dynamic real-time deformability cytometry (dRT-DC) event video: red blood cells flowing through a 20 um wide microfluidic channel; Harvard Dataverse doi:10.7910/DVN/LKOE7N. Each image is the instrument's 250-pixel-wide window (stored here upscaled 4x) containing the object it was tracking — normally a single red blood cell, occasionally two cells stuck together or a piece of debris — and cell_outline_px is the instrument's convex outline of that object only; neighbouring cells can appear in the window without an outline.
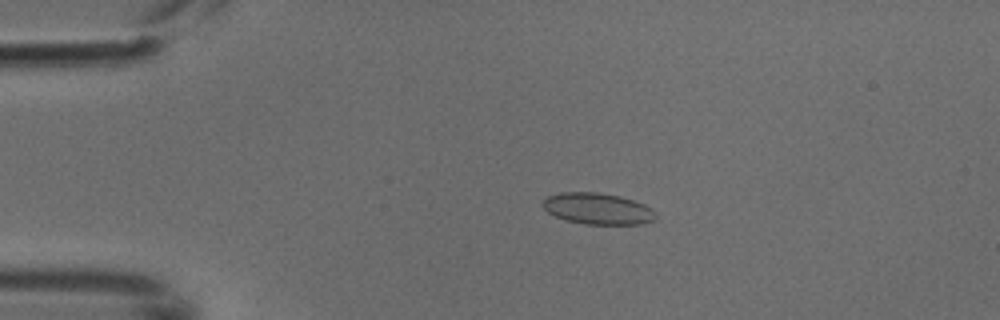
{"species": "common noctule bat (a hibernating species)", "species_latin": "Nyctalus noctula", "temperature_condition": "cold", "stored_images_in_passage": 3, "camera_frame_rate_fps": 3000, "um_per_image_px": 0.085, "animal": {"sex": "male", "body_mass_g": 18.8}, "frame": {"image": 1, "passage_image": 2, "time_ms": 0.333, "image_size_px": [1000, 320], "cell_outline_px": [[656, 220], [644, 224], [584, 224], [568, 220], [556, 216], [548, 212], [540, 204], [548, 196], [560, 192], [596, 192], [620, 196], [644, 204], [652, 208], [656, 212]], "centroid_in_image_um": [50.83, 17.74], "position_along_channel_um": 34.2, "area_um2": 20.69}}